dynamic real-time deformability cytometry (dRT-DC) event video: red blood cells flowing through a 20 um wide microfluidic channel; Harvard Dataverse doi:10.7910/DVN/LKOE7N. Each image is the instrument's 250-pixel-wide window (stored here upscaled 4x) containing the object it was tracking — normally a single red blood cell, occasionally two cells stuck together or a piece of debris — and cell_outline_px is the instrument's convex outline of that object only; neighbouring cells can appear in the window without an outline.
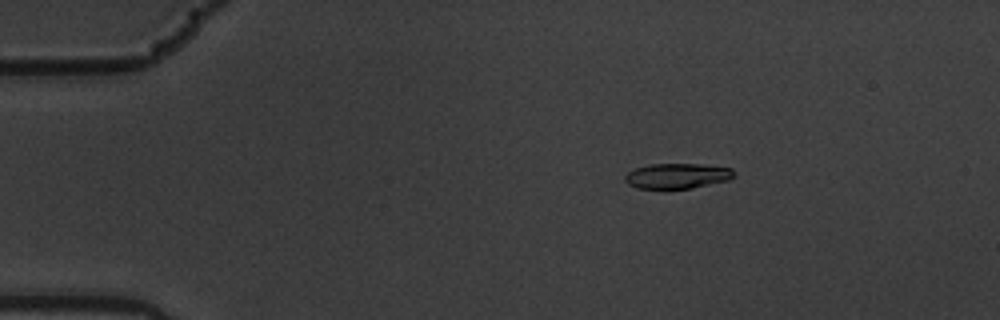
{"species": "common noctule bat (a hibernating species)", "species_latin": "Nyctalus noctula", "temperature_condition": "warm", "stored_images_in_passage": 6, "camera_frame_rate_fps": 3000, "um_per_image_px": 0.085, "animal": {"sex": "male", "body_mass_g": 19.5, "forearm_length_mm": 54.6}, "frame": {"image": 1, "passage_image": 3, "time_ms": 0.667, "image_size_px": [1000, 320], "cell_outline_px": [[736, 176], [728, 180], [692, 188], [636, 188], [628, 184], [624, 180], [624, 176], [628, 172], [636, 168], [648, 164], [700, 164], [732, 168], [736, 172]], "centroid_in_image_um": [57.58, 14.94], "position_along_channel_um": 27.4, "area_um2": 16.07}}
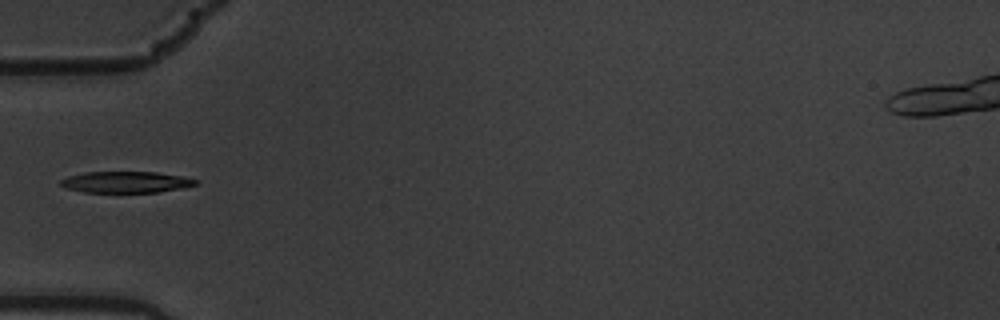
{"frame": {"image": 2, "passage_image": 6, "time_ms": 1.667, "image_size_px": [1000, 320], "cell_outline_px": [[200, 180], [196, 184], [180, 188], [156, 192], [84, 192], [68, 188], [60, 184], [60, 180], [68, 176], [88, 172], [156, 172], [184, 176]], "centroid_in_image_um": [10.73, 15.47], "position_along_channel_um": 74.3, "area_um2": 16.59}}